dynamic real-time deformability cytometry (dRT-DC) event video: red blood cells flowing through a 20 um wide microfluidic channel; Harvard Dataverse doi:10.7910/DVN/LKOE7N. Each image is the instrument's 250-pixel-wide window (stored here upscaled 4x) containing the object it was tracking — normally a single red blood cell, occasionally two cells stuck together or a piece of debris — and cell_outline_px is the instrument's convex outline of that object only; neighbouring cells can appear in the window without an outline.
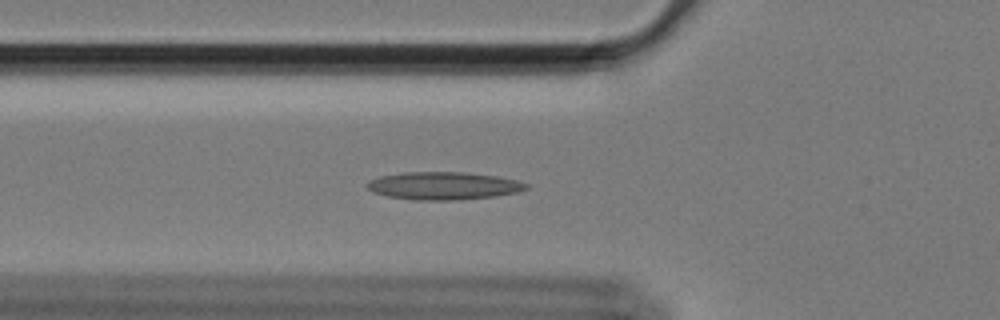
{"species": "Egyptian fruit bat (a non-hibernating species)", "species_latin": "Rousettus aegyptiacus", "temperature_condition": "cold", "stored_images_in_passage": 43, "camera_frame_rate_fps": 3000, "um_per_image_px": 0.085, "animal": {"sex": "female"}, "frame": {"image": 1, "passage_image": 5, "time_ms": 1.333, "image_size_px": [1000, 320], "cell_outline_px": [[528, 188], [516, 192], [496, 196], [460, 200], [412, 200], [388, 196], [372, 192], [364, 184], [368, 180], [380, 176], [400, 172], [464, 172], [496, 176], [516, 180], [528, 184]], "centroid_in_image_um": [37.65, 15.79], "position_along_channel_um": 88.2, "area_um2": 25.89}}
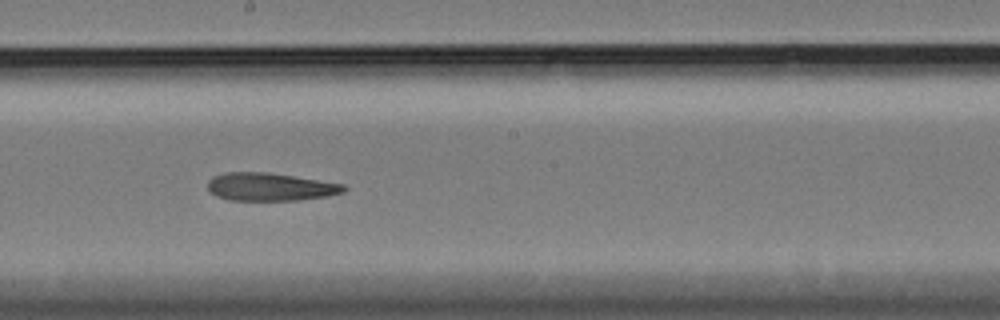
{"frame": {"image": 2, "passage_image": 17, "time_ms": 5.333, "image_size_px": [1000, 320], "cell_outline_px": [[348, 188], [344, 192], [328, 196], [296, 200], [228, 200], [216, 196], [208, 188], [208, 180], [212, 176], [224, 172], [268, 172], [344, 184]], "centroid_in_image_um": [22.95, 15.88], "position_along_channel_um": 225.2, "area_um2": 22.2}}
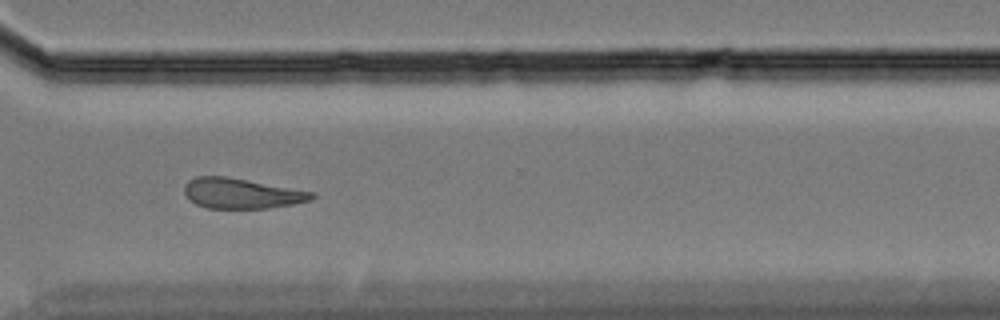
{"frame": {"image": 3, "passage_image": 28, "time_ms": 9.0, "image_size_px": [1000, 320], "cell_outline_px": [[316, 196], [312, 200], [292, 204], [268, 208], [208, 208], [196, 204], [188, 200], [184, 192], [184, 184], [188, 180], [196, 176], [228, 176], [316, 192]], "centroid_in_image_um": [20.53, 16.43], "position_along_channel_um": 350.1, "area_um2": 22.77}, "authors_computed_cell_mechanics": {"area_um2": 23.2934, "velocity_mm_per_s": 3.4109, "shape_relaxation_time_tau1_ms": null, "shape_relaxation_time_tau2_ms": 7.1708, "deformation_change_tau1": null, "deformation_change_tau2": 0.1668}}